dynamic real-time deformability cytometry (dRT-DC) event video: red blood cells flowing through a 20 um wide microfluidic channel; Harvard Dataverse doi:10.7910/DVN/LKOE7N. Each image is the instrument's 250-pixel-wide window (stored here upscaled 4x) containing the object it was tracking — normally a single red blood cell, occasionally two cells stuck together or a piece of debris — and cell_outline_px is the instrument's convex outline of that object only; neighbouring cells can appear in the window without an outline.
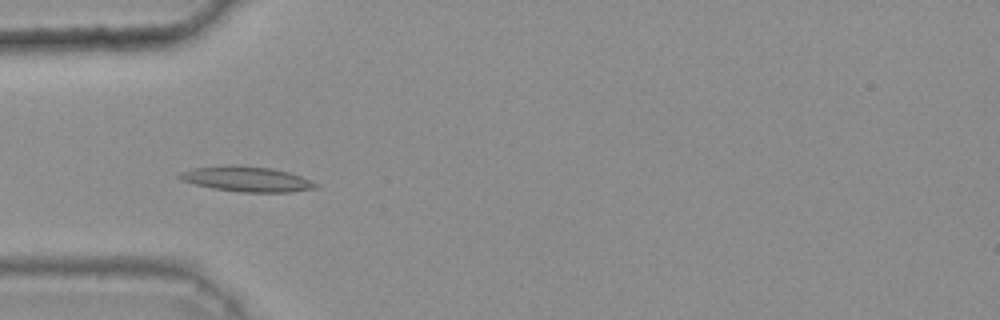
{"species": "common noctule bat (a hibernating species)", "species_latin": "Nyctalus noctula", "temperature_condition": "warm", "stored_images_in_passage": 32, "camera_frame_rate_fps": 3000, "um_per_image_px": 0.085, "animal": {"sex": "female", "body_mass_g": 25.1}, "frame": {"image": 1, "passage_image": 3, "time_ms": 0.667, "image_size_px": [1000, 320], "cell_outline_px": [[320, 188], [292, 192], [240, 192], [212, 188], [180, 180], [176, 176], [180, 172], [192, 168], [232, 164], [272, 168], [288, 172], [300, 176], [320, 184]], "centroid_in_image_um": [20.99, 15.22], "position_along_channel_um": 64.0, "area_um2": 20.23}}
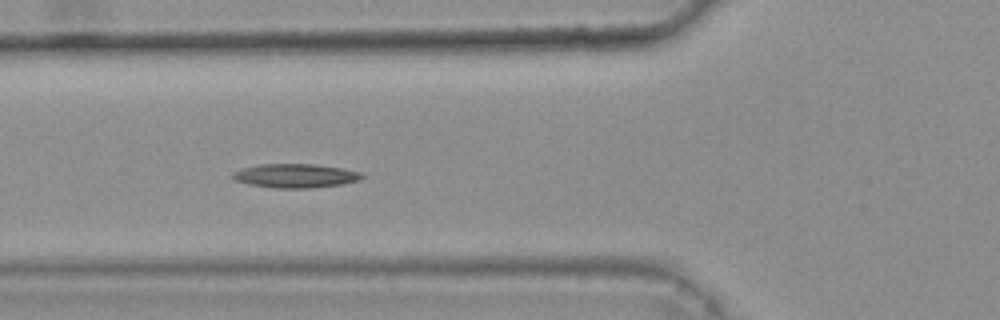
{"frame": {"image": 2, "passage_image": 6, "time_ms": 1.667, "image_size_px": [1000, 320], "cell_outline_px": [[364, 176], [360, 180], [340, 184], [312, 188], [272, 188], [248, 184], [236, 180], [228, 176], [232, 172], [240, 168], [260, 164], [316, 164], [344, 168], [360, 172]], "centroid_in_image_um": [25.06, 14.93], "position_along_channel_um": 100.7, "area_um2": 18.26}}
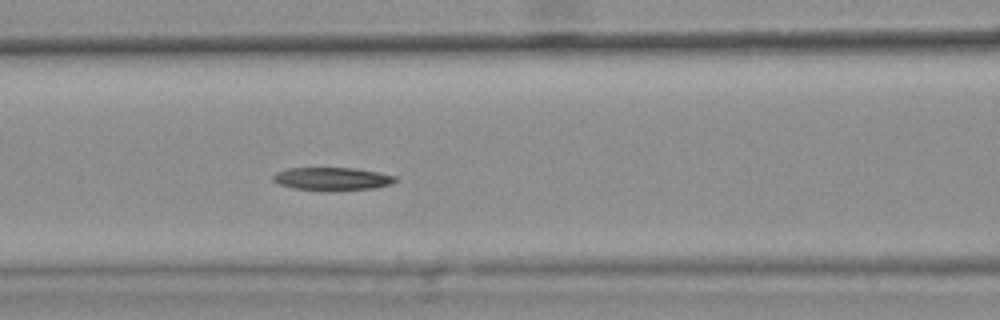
{"frame": {"image": 3, "passage_image": 9, "time_ms": 2.667, "image_size_px": [1000, 320], "cell_outline_px": [[400, 180], [392, 184], [376, 188], [332, 192], [320, 192], [292, 188], [280, 184], [272, 180], [272, 176], [276, 172], [288, 168], [356, 168], [380, 172], [396, 176]], "centroid_in_image_um": [28.28, 15.23], "position_along_channel_um": 138.3, "area_um2": 17.11}, "authors_computed_cell_mechanics": {"area_um2": 16.7909, "velocity_mm_per_s": 3.7545, "shape_relaxation_time_tau1_ms": 8.3524, "shape_relaxation_time_tau2_ms": null, "deformation_change_tau1": 0.1661, "deformation_change_tau2": null}}